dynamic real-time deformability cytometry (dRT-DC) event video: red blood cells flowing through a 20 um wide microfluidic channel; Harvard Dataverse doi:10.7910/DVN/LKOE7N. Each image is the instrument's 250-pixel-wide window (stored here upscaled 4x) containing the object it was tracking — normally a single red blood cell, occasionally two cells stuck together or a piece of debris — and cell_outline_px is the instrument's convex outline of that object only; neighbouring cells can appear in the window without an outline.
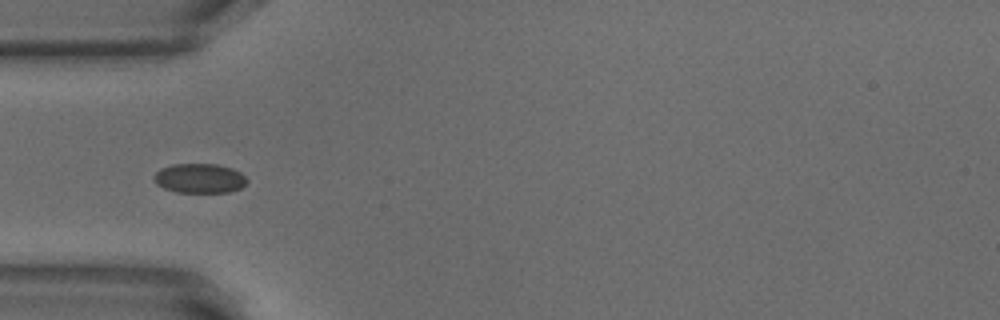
{"species": "common noctule bat (a hibernating species)", "species_latin": "Nyctalus noctula", "temperature_condition": "warm", "stored_images_in_passage": 50, "camera_frame_rate_fps": 3000, "um_per_image_px": 0.085, "animal": {"sex": "male", "body_mass_g": 18.8}, "frame": {"image": 1, "passage_image": 15, "time_ms": 4.667, "image_size_px": [1000, 320], "cell_outline_px": [[248, 180], [240, 188], [228, 192], [176, 192], [164, 188], [156, 184], [152, 176], [160, 168], [172, 164], [216, 164], [232, 168], [240, 172]], "centroid_in_image_um": [16.93, 15.15], "position_along_channel_um": 68.1, "area_um2": 16.01}}